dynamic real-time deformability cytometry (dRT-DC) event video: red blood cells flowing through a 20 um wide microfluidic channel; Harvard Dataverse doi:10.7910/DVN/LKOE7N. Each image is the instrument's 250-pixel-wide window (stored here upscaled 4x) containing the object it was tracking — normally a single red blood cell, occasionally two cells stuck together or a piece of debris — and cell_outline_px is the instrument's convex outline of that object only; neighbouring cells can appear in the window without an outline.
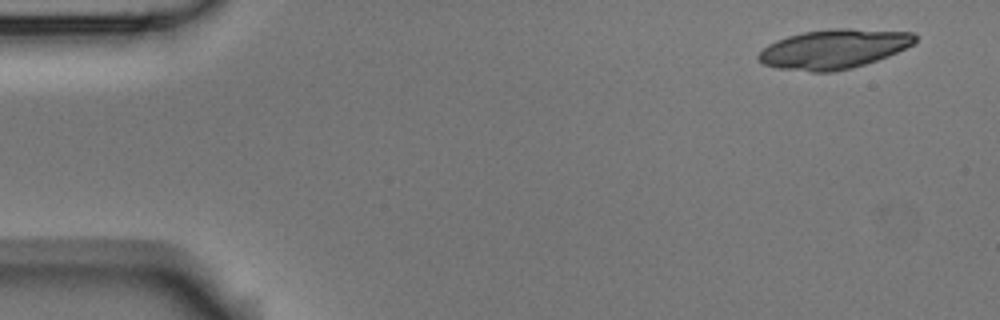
{"species": "Egyptian fruit bat (a non-hibernating species)", "species_latin": "Rousettus aegyptiacus", "temperature_condition": "room temperature", "stored_images_in_passage": 7, "camera_frame_rate_fps": 3000, "um_per_image_px": 0.085, "animal": {"sex": "male"}, "frame": {"image": 1, "passage_image": 1, "time_ms": 0.0, "image_size_px": [1000, 320], "cell_outline_px": [[916, 40], [912, 44], [888, 56], [852, 68], [832, 72], [812, 72], [776, 68], [764, 64], [756, 56], [768, 44], [776, 40], [788, 36], [804, 32], [828, 28], [848, 28], [912, 32], [916, 36]], "centroid_in_image_um": [70.85, 4.16], "position_along_channel_um": 14.2, "area_um2": 35.84}}
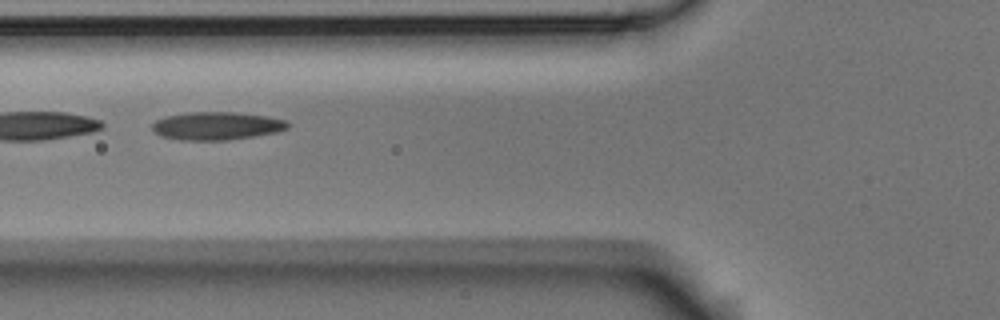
{"frame": {"image": 2, "passage_image": 6, "time_ms": 1.667, "image_size_px": [1000, 320], "cell_outline_px": [[292, 124], [288, 128], [276, 132], [228, 140], [180, 140], [160, 136], [152, 128], [152, 124], [156, 120], [164, 116], [188, 112], [240, 112], [268, 116], [288, 120]], "centroid_in_image_um": [18.45, 10.69], "position_along_channel_um": 107.4, "area_um2": 22.37}}
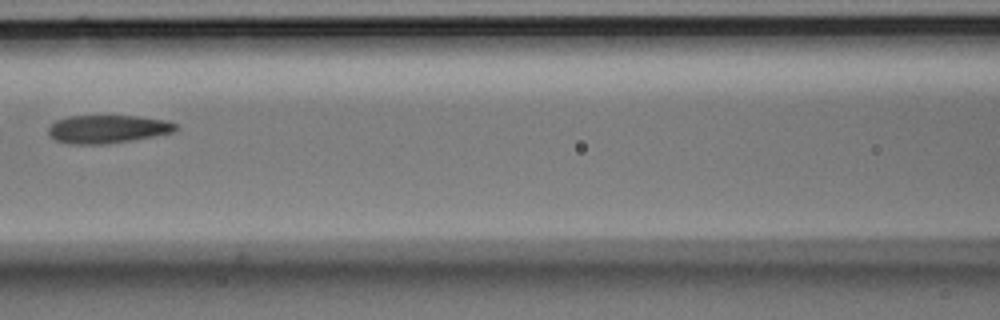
{"frame": {"image": 3, "passage_image": 7, "time_ms": 2.0, "image_size_px": [1000, 320], "cell_outline_px": [[180, 128], [176, 132], [128, 140], [100, 144], [68, 144], [56, 140], [48, 136], [48, 128], [56, 120], [68, 116], [136, 116], [168, 120], [176, 124]], "centroid_in_image_um": [9.14, 10.96], "position_along_channel_um": 157.5, "area_um2": 20.87}}